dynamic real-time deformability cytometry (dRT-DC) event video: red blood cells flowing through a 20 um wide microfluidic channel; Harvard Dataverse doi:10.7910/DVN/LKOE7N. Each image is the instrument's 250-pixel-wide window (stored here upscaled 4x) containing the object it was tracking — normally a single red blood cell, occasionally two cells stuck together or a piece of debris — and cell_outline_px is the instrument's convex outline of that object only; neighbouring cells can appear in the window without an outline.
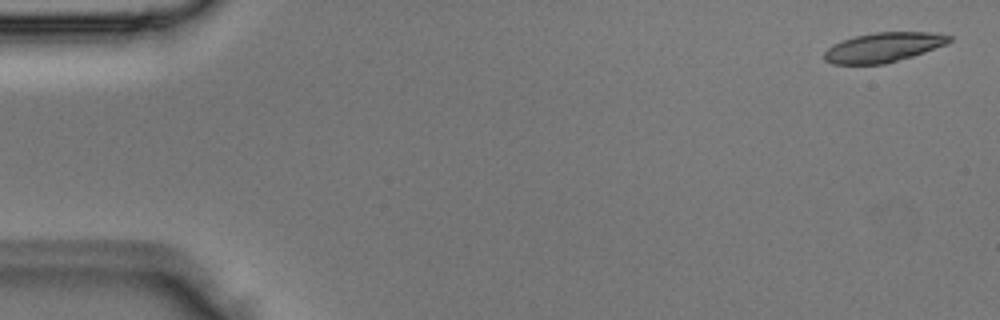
{"species": "Egyptian fruit bat (a non-hibernating species)", "species_latin": "Rousettus aegyptiacus", "temperature_condition": "room temperature", "stored_images_in_passage": 5, "segment_of_instrument_passage": [1, 2], "camera_frame_rate_fps": 3000, "um_per_image_px": 0.085, "animal": {"sex": "male"}, "frame": {"image": 1, "passage_image": 1, "time_ms": 0.0, "image_size_px": [1000, 320], "cell_outline_px": [[952, 40], [948, 44], [912, 56], [884, 64], [832, 64], [824, 60], [824, 52], [832, 44], [856, 36], [876, 32], [936, 32], [952, 36]], "centroid_in_image_um": [75.11, 4.02], "position_along_channel_um": 9.9, "area_um2": 21.56}}